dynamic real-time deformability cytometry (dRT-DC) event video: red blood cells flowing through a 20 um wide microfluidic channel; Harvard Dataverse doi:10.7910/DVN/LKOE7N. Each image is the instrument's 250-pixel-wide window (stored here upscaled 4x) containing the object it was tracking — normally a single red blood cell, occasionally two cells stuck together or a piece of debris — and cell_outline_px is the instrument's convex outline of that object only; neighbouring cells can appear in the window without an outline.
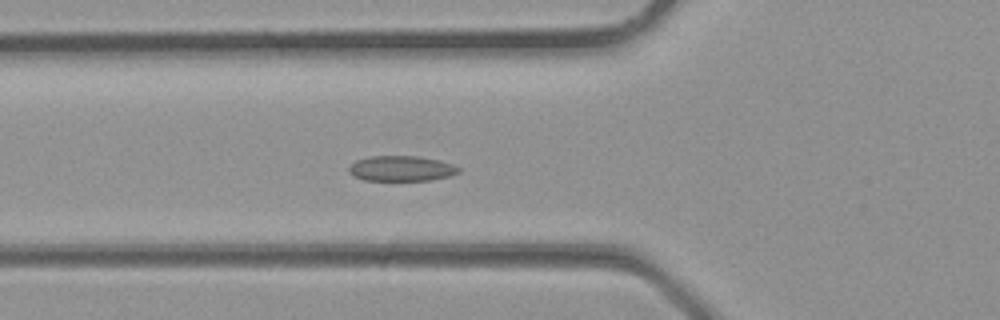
{"species": "common noctule bat (a hibernating species)", "species_latin": "Nyctalus noctula", "temperature_condition": "room temperature", "stored_images_in_passage": 34, "camera_frame_rate_fps": 3000, "um_per_image_px": 0.085, "animal": {"sex": "male", "body_mass_g": 23.1, "forearm_length_mm": 52.7}, "frame": {"image": 1, "passage_image": 11, "time_ms": 3.333, "image_size_px": [1000, 320], "cell_outline_px": [[460, 172], [448, 176], [428, 180], [364, 180], [348, 172], [348, 168], [356, 160], [368, 156], [416, 156], [436, 160], [452, 164], [460, 168]], "centroid_in_image_um": [34.09, 14.32], "position_along_channel_um": 91.7, "area_um2": 15.95}}
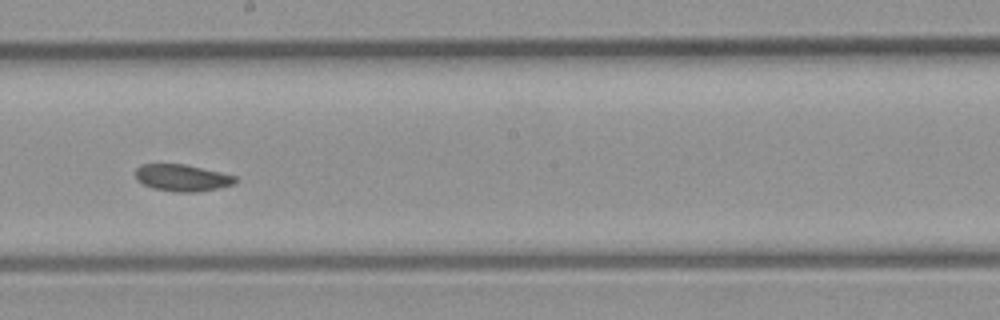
{"frame": {"image": 2, "passage_image": 18, "time_ms": 5.667, "image_size_px": [1000, 320], "cell_outline_px": [[240, 180], [232, 184], [200, 192], [176, 192], [152, 188], [136, 180], [136, 168], [140, 164], [184, 164], [220, 172], [236, 176]], "centroid_in_image_um": [15.48, 15.11], "position_along_channel_um": 232.7, "area_um2": 15.61}}
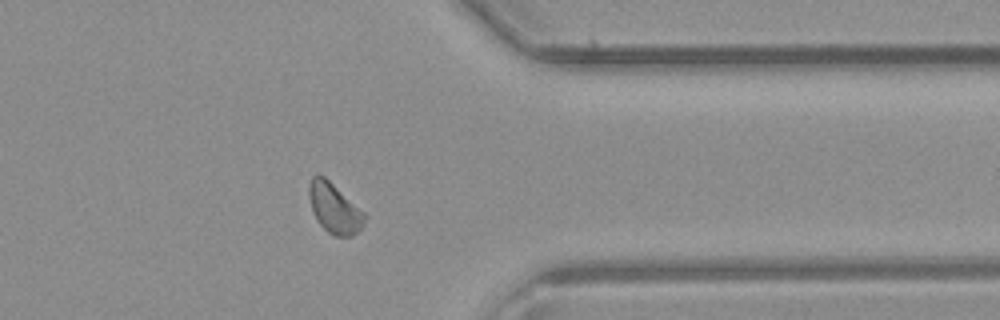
{"frame": {"image": 3, "passage_image": 26, "time_ms": 8.333, "image_size_px": [1000, 320], "cell_outline_px": [[368, 216], [360, 228], [352, 236], [332, 236], [316, 220], [312, 212], [308, 196], [308, 184], [312, 176], [316, 172], [324, 176], [364, 212]], "centroid_in_image_um": [28.38, 17.68], "position_along_channel_um": 383.0, "area_um2": 16.3}}